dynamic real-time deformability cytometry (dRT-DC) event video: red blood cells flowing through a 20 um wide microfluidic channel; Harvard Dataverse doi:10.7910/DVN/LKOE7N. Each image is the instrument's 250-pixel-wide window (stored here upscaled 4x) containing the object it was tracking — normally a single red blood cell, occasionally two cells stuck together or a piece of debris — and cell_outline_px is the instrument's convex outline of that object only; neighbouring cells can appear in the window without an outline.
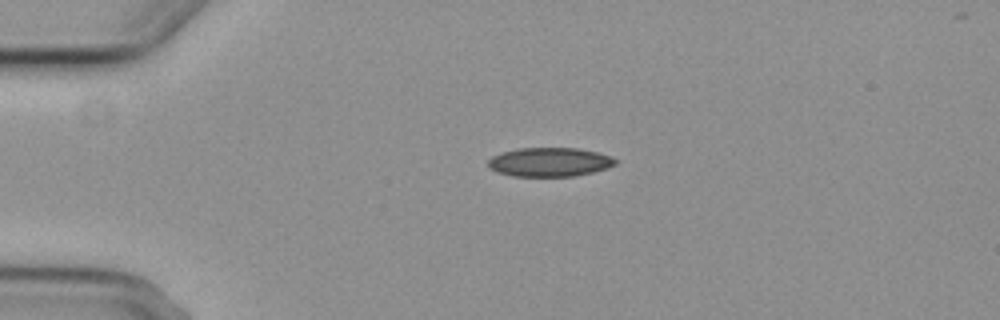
{"species": "common noctule bat (a hibernating species)", "species_latin": "Nyctalus noctula", "temperature_condition": "cold", "stored_images_in_passage": 3, "camera_frame_rate_fps": 3000, "um_per_image_px": 0.085, "animal": {"sex": "female", "body_mass_g": 29.2, "forearm_length_mm": 56.3}, "frame": {"image": 1, "passage_image": 1, "time_ms": 0.0, "image_size_px": [1000, 320], "cell_outline_px": [[620, 160], [616, 164], [608, 168], [576, 176], [512, 176], [496, 172], [488, 168], [488, 160], [492, 156], [500, 152], [516, 148], [576, 148], [596, 152], [612, 156]], "centroid_in_image_um": [46.71, 13.77], "position_along_channel_um": 38.3, "area_um2": 21.79}}